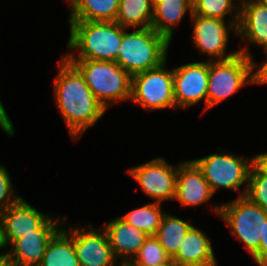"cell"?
Returning <instances> with one entry per match:
<instances>
[{"label":"cell","instance_id":"obj_18","mask_svg":"<svg viewBox=\"0 0 267 266\" xmlns=\"http://www.w3.org/2000/svg\"><path fill=\"white\" fill-rule=\"evenodd\" d=\"M211 239L193 226L184 236L177 253L171 258L178 266H217Z\"/></svg>","mask_w":267,"mask_h":266},{"label":"cell","instance_id":"obj_27","mask_svg":"<svg viewBox=\"0 0 267 266\" xmlns=\"http://www.w3.org/2000/svg\"><path fill=\"white\" fill-rule=\"evenodd\" d=\"M245 196L253 203L267 211V173L255 162L248 178V187Z\"/></svg>","mask_w":267,"mask_h":266},{"label":"cell","instance_id":"obj_28","mask_svg":"<svg viewBox=\"0 0 267 266\" xmlns=\"http://www.w3.org/2000/svg\"><path fill=\"white\" fill-rule=\"evenodd\" d=\"M9 174L6 167L0 164V214L22 197L17 195L18 192L13 188Z\"/></svg>","mask_w":267,"mask_h":266},{"label":"cell","instance_id":"obj_5","mask_svg":"<svg viewBox=\"0 0 267 266\" xmlns=\"http://www.w3.org/2000/svg\"><path fill=\"white\" fill-rule=\"evenodd\" d=\"M257 64L238 53L229 60H208L207 110L240 91L247 84H258Z\"/></svg>","mask_w":267,"mask_h":266},{"label":"cell","instance_id":"obj_8","mask_svg":"<svg viewBox=\"0 0 267 266\" xmlns=\"http://www.w3.org/2000/svg\"><path fill=\"white\" fill-rule=\"evenodd\" d=\"M167 60L156 68L132 75L131 99L145 110L177 109L173 88V68Z\"/></svg>","mask_w":267,"mask_h":266},{"label":"cell","instance_id":"obj_20","mask_svg":"<svg viewBox=\"0 0 267 266\" xmlns=\"http://www.w3.org/2000/svg\"><path fill=\"white\" fill-rule=\"evenodd\" d=\"M62 229L51 239L38 266H80L73 242V226ZM69 230V231H68Z\"/></svg>","mask_w":267,"mask_h":266},{"label":"cell","instance_id":"obj_2","mask_svg":"<svg viewBox=\"0 0 267 266\" xmlns=\"http://www.w3.org/2000/svg\"><path fill=\"white\" fill-rule=\"evenodd\" d=\"M68 24L66 59L116 62L125 28L115 21H68Z\"/></svg>","mask_w":267,"mask_h":266},{"label":"cell","instance_id":"obj_33","mask_svg":"<svg viewBox=\"0 0 267 266\" xmlns=\"http://www.w3.org/2000/svg\"><path fill=\"white\" fill-rule=\"evenodd\" d=\"M0 266H18L5 252L0 253Z\"/></svg>","mask_w":267,"mask_h":266},{"label":"cell","instance_id":"obj_21","mask_svg":"<svg viewBox=\"0 0 267 266\" xmlns=\"http://www.w3.org/2000/svg\"><path fill=\"white\" fill-rule=\"evenodd\" d=\"M120 0H74L69 21H115Z\"/></svg>","mask_w":267,"mask_h":266},{"label":"cell","instance_id":"obj_24","mask_svg":"<svg viewBox=\"0 0 267 266\" xmlns=\"http://www.w3.org/2000/svg\"><path fill=\"white\" fill-rule=\"evenodd\" d=\"M161 205L162 204L155 202L146 203L119 217L127 224L136 227L149 236L155 235L160 226L162 217L166 212L162 209Z\"/></svg>","mask_w":267,"mask_h":266},{"label":"cell","instance_id":"obj_1","mask_svg":"<svg viewBox=\"0 0 267 266\" xmlns=\"http://www.w3.org/2000/svg\"><path fill=\"white\" fill-rule=\"evenodd\" d=\"M53 97L71 139H79L107 111L80 72L63 56L58 61Z\"/></svg>","mask_w":267,"mask_h":266},{"label":"cell","instance_id":"obj_7","mask_svg":"<svg viewBox=\"0 0 267 266\" xmlns=\"http://www.w3.org/2000/svg\"><path fill=\"white\" fill-rule=\"evenodd\" d=\"M239 156L218 151L202 158L192 159V161L202 171L213 194L220 188H224L240 192L238 197H242L247 191L249 172L254 163V157ZM242 185L245 186L244 191H240Z\"/></svg>","mask_w":267,"mask_h":266},{"label":"cell","instance_id":"obj_15","mask_svg":"<svg viewBox=\"0 0 267 266\" xmlns=\"http://www.w3.org/2000/svg\"><path fill=\"white\" fill-rule=\"evenodd\" d=\"M240 3L237 39L239 38L244 44L243 48L239 49V53L253 58L248 49V45L253 44L262 47L265 55L267 53V7L257 0H241Z\"/></svg>","mask_w":267,"mask_h":266},{"label":"cell","instance_id":"obj_34","mask_svg":"<svg viewBox=\"0 0 267 266\" xmlns=\"http://www.w3.org/2000/svg\"><path fill=\"white\" fill-rule=\"evenodd\" d=\"M6 249L3 241V236H2V221L0 217V250Z\"/></svg>","mask_w":267,"mask_h":266},{"label":"cell","instance_id":"obj_3","mask_svg":"<svg viewBox=\"0 0 267 266\" xmlns=\"http://www.w3.org/2000/svg\"><path fill=\"white\" fill-rule=\"evenodd\" d=\"M171 42L151 27L125 28L116 63L131 76L158 67L167 60Z\"/></svg>","mask_w":267,"mask_h":266},{"label":"cell","instance_id":"obj_9","mask_svg":"<svg viewBox=\"0 0 267 266\" xmlns=\"http://www.w3.org/2000/svg\"><path fill=\"white\" fill-rule=\"evenodd\" d=\"M190 18L193 23L191 33L193 45L200 53L206 54L209 61L229 60L239 53L238 50L228 53L226 51L231 32L237 37L238 23L227 24L226 20L202 17L197 14H192Z\"/></svg>","mask_w":267,"mask_h":266},{"label":"cell","instance_id":"obj_23","mask_svg":"<svg viewBox=\"0 0 267 266\" xmlns=\"http://www.w3.org/2000/svg\"><path fill=\"white\" fill-rule=\"evenodd\" d=\"M154 0H120L115 22L123 28H148L153 19Z\"/></svg>","mask_w":267,"mask_h":266},{"label":"cell","instance_id":"obj_6","mask_svg":"<svg viewBox=\"0 0 267 266\" xmlns=\"http://www.w3.org/2000/svg\"><path fill=\"white\" fill-rule=\"evenodd\" d=\"M211 210L221 217L231 229L233 237L243 243L250 255L253 256L258 251L260 240L263 238V221L267 218V211L246 196L237 197L227 203L212 204Z\"/></svg>","mask_w":267,"mask_h":266},{"label":"cell","instance_id":"obj_13","mask_svg":"<svg viewBox=\"0 0 267 266\" xmlns=\"http://www.w3.org/2000/svg\"><path fill=\"white\" fill-rule=\"evenodd\" d=\"M23 198L0 214L6 248L23 235L40 230L52 218L51 215L38 211Z\"/></svg>","mask_w":267,"mask_h":266},{"label":"cell","instance_id":"obj_4","mask_svg":"<svg viewBox=\"0 0 267 266\" xmlns=\"http://www.w3.org/2000/svg\"><path fill=\"white\" fill-rule=\"evenodd\" d=\"M84 77L97 100L109 109L131 99L132 76L116 62L67 59Z\"/></svg>","mask_w":267,"mask_h":266},{"label":"cell","instance_id":"obj_14","mask_svg":"<svg viewBox=\"0 0 267 266\" xmlns=\"http://www.w3.org/2000/svg\"><path fill=\"white\" fill-rule=\"evenodd\" d=\"M57 218L52 217L40 230L33 231V233L23 235L15 240L5 253L18 266H38L49 242L64 225L62 218Z\"/></svg>","mask_w":267,"mask_h":266},{"label":"cell","instance_id":"obj_11","mask_svg":"<svg viewBox=\"0 0 267 266\" xmlns=\"http://www.w3.org/2000/svg\"><path fill=\"white\" fill-rule=\"evenodd\" d=\"M173 88L176 108L188 109L204 101L207 110L208 61H195L173 68Z\"/></svg>","mask_w":267,"mask_h":266},{"label":"cell","instance_id":"obj_17","mask_svg":"<svg viewBox=\"0 0 267 266\" xmlns=\"http://www.w3.org/2000/svg\"><path fill=\"white\" fill-rule=\"evenodd\" d=\"M102 228L106 231L112 252L121 265H128L138 254L149 235L120 217L105 223Z\"/></svg>","mask_w":267,"mask_h":266},{"label":"cell","instance_id":"obj_30","mask_svg":"<svg viewBox=\"0 0 267 266\" xmlns=\"http://www.w3.org/2000/svg\"><path fill=\"white\" fill-rule=\"evenodd\" d=\"M0 129L6 133V135L9 137L14 136V126L13 122L9 118L5 107L3 106V103L1 102L0 99Z\"/></svg>","mask_w":267,"mask_h":266},{"label":"cell","instance_id":"obj_29","mask_svg":"<svg viewBox=\"0 0 267 266\" xmlns=\"http://www.w3.org/2000/svg\"><path fill=\"white\" fill-rule=\"evenodd\" d=\"M258 266H267V218L263 221V238L258 251L252 256Z\"/></svg>","mask_w":267,"mask_h":266},{"label":"cell","instance_id":"obj_22","mask_svg":"<svg viewBox=\"0 0 267 266\" xmlns=\"http://www.w3.org/2000/svg\"><path fill=\"white\" fill-rule=\"evenodd\" d=\"M193 226L191 219L185 221L165 212L154 236L172 258L177 253L184 236Z\"/></svg>","mask_w":267,"mask_h":266},{"label":"cell","instance_id":"obj_26","mask_svg":"<svg viewBox=\"0 0 267 266\" xmlns=\"http://www.w3.org/2000/svg\"><path fill=\"white\" fill-rule=\"evenodd\" d=\"M171 262V257L161 246L158 239L151 235L145 240L138 254L128 266H165Z\"/></svg>","mask_w":267,"mask_h":266},{"label":"cell","instance_id":"obj_16","mask_svg":"<svg viewBox=\"0 0 267 266\" xmlns=\"http://www.w3.org/2000/svg\"><path fill=\"white\" fill-rule=\"evenodd\" d=\"M213 195L202 171L192 160L179 162L174 200L182 207H196L208 203Z\"/></svg>","mask_w":267,"mask_h":266},{"label":"cell","instance_id":"obj_10","mask_svg":"<svg viewBox=\"0 0 267 266\" xmlns=\"http://www.w3.org/2000/svg\"><path fill=\"white\" fill-rule=\"evenodd\" d=\"M178 164H170L165 158L156 157L128 169V175L155 203L171 201L176 195Z\"/></svg>","mask_w":267,"mask_h":266},{"label":"cell","instance_id":"obj_25","mask_svg":"<svg viewBox=\"0 0 267 266\" xmlns=\"http://www.w3.org/2000/svg\"><path fill=\"white\" fill-rule=\"evenodd\" d=\"M238 2V3H237ZM241 0H194L193 14L207 18H217L225 20L228 17V23H238L240 17Z\"/></svg>","mask_w":267,"mask_h":266},{"label":"cell","instance_id":"obj_32","mask_svg":"<svg viewBox=\"0 0 267 266\" xmlns=\"http://www.w3.org/2000/svg\"><path fill=\"white\" fill-rule=\"evenodd\" d=\"M254 162L267 173V151L265 153H259L254 155Z\"/></svg>","mask_w":267,"mask_h":266},{"label":"cell","instance_id":"obj_35","mask_svg":"<svg viewBox=\"0 0 267 266\" xmlns=\"http://www.w3.org/2000/svg\"><path fill=\"white\" fill-rule=\"evenodd\" d=\"M258 2H260L262 5H264L265 7H267V0H257Z\"/></svg>","mask_w":267,"mask_h":266},{"label":"cell","instance_id":"obj_19","mask_svg":"<svg viewBox=\"0 0 267 266\" xmlns=\"http://www.w3.org/2000/svg\"><path fill=\"white\" fill-rule=\"evenodd\" d=\"M186 13L193 14L192 0H154L151 28L172 42L174 29Z\"/></svg>","mask_w":267,"mask_h":266},{"label":"cell","instance_id":"obj_37","mask_svg":"<svg viewBox=\"0 0 267 266\" xmlns=\"http://www.w3.org/2000/svg\"><path fill=\"white\" fill-rule=\"evenodd\" d=\"M68 3V6L74 1V0H66Z\"/></svg>","mask_w":267,"mask_h":266},{"label":"cell","instance_id":"obj_36","mask_svg":"<svg viewBox=\"0 0 267 266\" xmlns=\"http://www.w3.org/2000/svg\"><path fill=\"white\" fill-rule=\"evenodd\" d=\"M165 266H178L177 264H175L174 262H171L170 264L168 265H165Z\"/></svg>","mask_w":267,"mask_h":266},{"label":"cell","instance_id":"obj_31","mask_svg":"<svg viewBox=\"0 0 267 266\" xmlns=\"http://www.w3.org/2000/svg\"><path fill=\"white\" fill-rule=\"evenodd\" d=\"M266 60L264 62L257 64V75H258V84H267V53L265 54Z\"/></svg>","mask_w":267,"mask_h":266},{"label":"cell","instance_id":"obj_12","mask_svg":"<svg viewBox=\"0 0 267 266\" xmlns=\"http://www.w3.org/2000/svg\"><path fill=\"white\" fill-rule=\"evenodd\" d=\"M77 227V228H76ZM73 226V242L80 266H120L115 258L106 231L89 224Z\"/></svg>","mask_w":267,"mask_h":266}]
</instances>
